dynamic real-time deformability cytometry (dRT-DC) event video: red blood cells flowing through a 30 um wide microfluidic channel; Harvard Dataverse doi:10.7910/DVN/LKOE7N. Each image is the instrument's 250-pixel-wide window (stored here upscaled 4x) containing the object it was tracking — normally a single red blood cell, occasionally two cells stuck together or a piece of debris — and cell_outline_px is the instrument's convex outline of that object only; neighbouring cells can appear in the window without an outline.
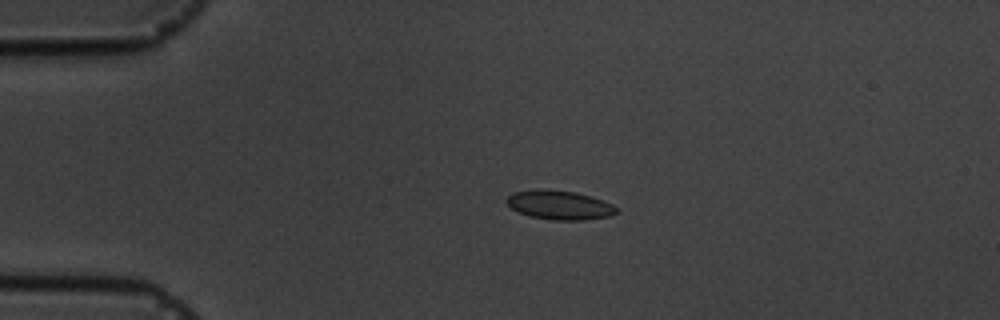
{"species": "common noctule bat (a hibernating species)", "species_latin": "Nyctalus noctula", "temperature_condition": "cold", "stored_images_in_passage": 4, "camera_frame_rate_fps": 3000, "um_per_image_px": 0.085, "animal": {"sex": "male", "body_mass_g": 19.5, "forearm_length_mm": 54.6}, "frame": {"image": 1, "passage_image": 3, "time_ms": 3.333, "image_size_px": [1000, 320], "cell_outline_px": [[616, 212], [612, 216], [584, 220], [552, 220], [528, 216], [512, 208], [504, 200], [512, 192], [540, 188], [544, 188], [576, 192], [604, 200], [612, 204], [616, 208]], "centroid_in_image_um": [47.54, 17.41], "position_along_channel_um": 37.5, "area_um2": 18.84}}